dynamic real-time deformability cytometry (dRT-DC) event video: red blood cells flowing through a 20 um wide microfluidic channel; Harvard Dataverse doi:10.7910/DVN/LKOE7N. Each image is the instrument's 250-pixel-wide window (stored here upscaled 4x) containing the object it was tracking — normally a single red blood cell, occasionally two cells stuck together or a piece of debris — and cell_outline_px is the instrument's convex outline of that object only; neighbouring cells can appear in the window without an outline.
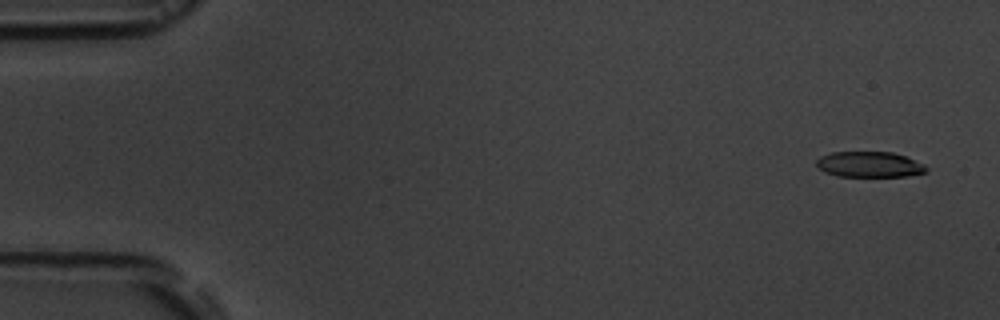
{"species": "common noctule bat (a hibernating species)", "species_latin": "Nyctalus noctula", "temperature_condition": "room temperature", "stored_images_in_passage": 5, "camera_frame_rate_fps": 3000, "um_per_image_px": 0.085, "animal": {"sex": "male", "body_mass_g": 19.5, "forearm_length_mm": 54.6}, "frame": {"image": 1, "passage_image": 1, "time_ms": 0.0, "image_size_px": [1000, 320], "cell_outline_px": [[928, 172], [908, 176], [836, 176], [824, 172], [816, 164], [816, 160], [820, 156], [832, 152], [892, 152], [904, 156], [924, 164], [928, 168]], "centroid_in_image_um": [73.9, 13.98], "position_along_channel_um": 11.1, "area_um2": 16.42}}
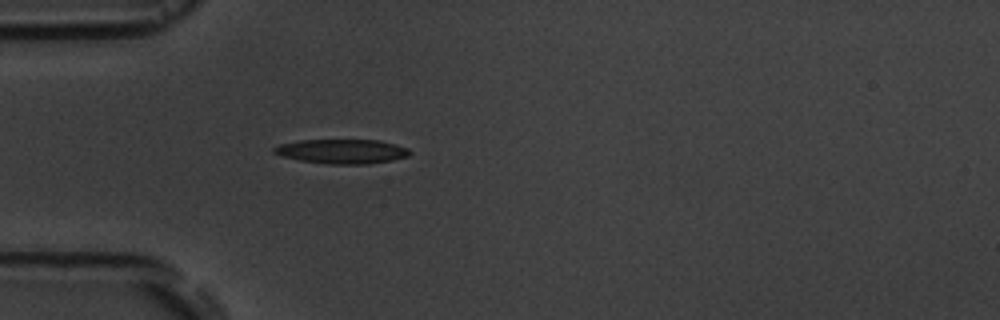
{"frame": {"image": 2, "passage_image": 5, "time_ms": 4.667, "image_size_px": [1000, 320], "cell_outline_px": [[412, 152], [408, 156], [392, 160], [368, 164], [328, 164], [300, 160], [284, 156], [272, 152], [272, 148], [280, 144], [300, 140], [380, 140], [408, 148]], "centroid_in_image_um": [29.08, 12.86], "position_along_channel_um": 55.9, "area_um2": 19.25}}